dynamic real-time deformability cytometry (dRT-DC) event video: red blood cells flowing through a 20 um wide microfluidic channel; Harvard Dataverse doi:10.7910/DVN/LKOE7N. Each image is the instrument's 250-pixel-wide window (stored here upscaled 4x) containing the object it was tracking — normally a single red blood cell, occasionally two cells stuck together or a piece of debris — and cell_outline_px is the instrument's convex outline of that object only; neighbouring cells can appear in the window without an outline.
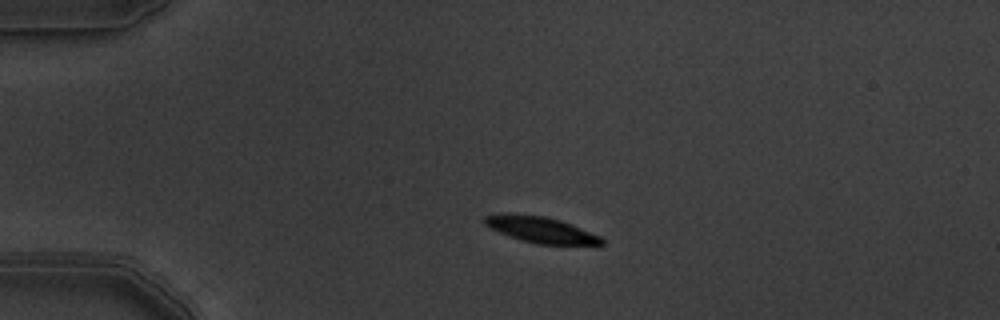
{"species": "common noctule bat (a hibernating species)", "species_latin": "Nyctalus noctula", "temperature_condition": "warm", "stored_images_in_passage": 2, "camera_frame_rate_fps": 3000, "um_per_image_px": 0.085, "animal": {"sex": "male", "body_mass_g": 19.5, "forearm_length_mm": 54.6}, "frame": {"image": 1, "passage_image": 1, "time_ms": 0.0, "image_size_px": [1000, 320], "cell_outline_px": [[604, 244], [596, 248], [536, 244], [520, 240], [500, 232], [484, 224], [484, 216], [500, 212], [512, 212], [544, 216], [560, 220], [600, 236], [604, 240]], "centroid_in_image_um": [46.07, 19.57], "position_along_channel_um": 38.9, "area_um2": 18.73}}